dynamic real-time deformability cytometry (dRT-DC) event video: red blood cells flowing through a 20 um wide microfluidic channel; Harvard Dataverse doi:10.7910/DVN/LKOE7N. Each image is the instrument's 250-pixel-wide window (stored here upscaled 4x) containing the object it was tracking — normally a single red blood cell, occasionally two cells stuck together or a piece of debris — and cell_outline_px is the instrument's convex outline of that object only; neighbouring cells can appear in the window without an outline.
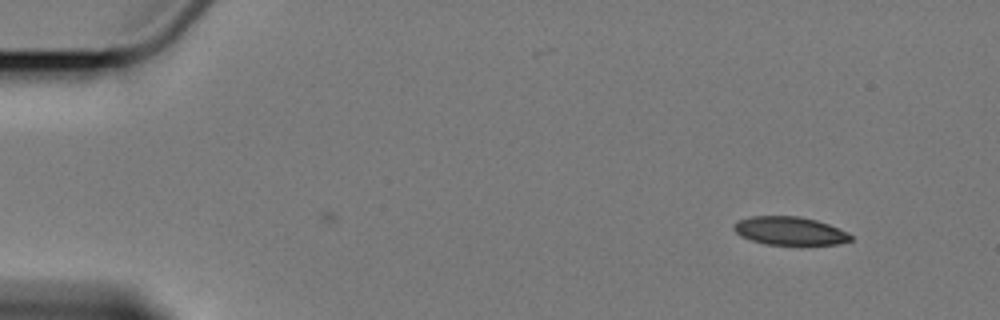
{"species": "Egyptian fruit bat (a non-hibernating species)", "species_latin": "Rousettus aegyptiacus", "temperature_condition": "cold", "stored_images_in_passage": 3, "camera_frame_rate_fps": 3000, "um_per_image_px": 0.085, "animal": {"sex": "female"}, "frame": {"image": 1, "passage_image": 3, "time_ms": 2.333, "image_size_px": [1000, 320], "cell_outline_px": [[852, 240], [836, 244], [764, 244], [740, 236], [732, 228], [732, 224], [736, 220], [748, 216], [800, 216], [816, 220], [828, 224], [848, 232], [852, 236]], "centroid_in_image_um": [67.07, 19.61], "position_along_channel_um": 17.9, "area_um2": 19.31}}